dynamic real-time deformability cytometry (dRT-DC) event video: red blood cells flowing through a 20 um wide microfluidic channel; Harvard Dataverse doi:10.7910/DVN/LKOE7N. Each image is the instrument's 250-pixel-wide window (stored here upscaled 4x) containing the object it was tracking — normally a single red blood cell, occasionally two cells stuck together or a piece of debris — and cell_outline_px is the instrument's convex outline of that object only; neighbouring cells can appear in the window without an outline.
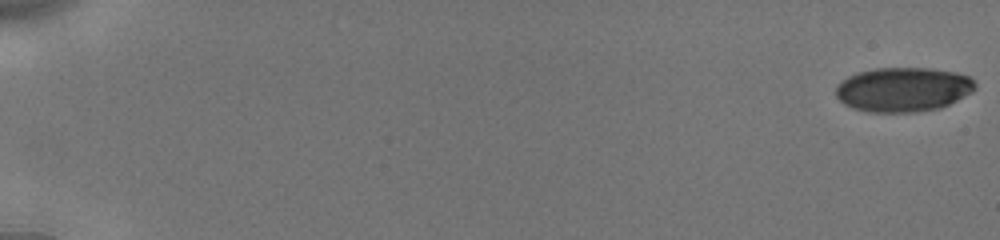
{"species": "human", "species_latin": "Homo sapiens", "temperature_condition": "cold", "stored_images_in_passage": 55, "camera_frame_rate_fps": 3000, "um_per_image_px": 0.085, "donor": {"sex": "male"}, "frame": {"image": 1, "passage_image": 1, "time_ms": 0.0, "image_size_px": [1000, 240], "cell_outline_px": [[976, 88], [972, 92], [940, 108], [916, 112], [872, 112], [856, 108], [844, 104], [836, 96], [836, 84], [848, 76], [856, 72], [876, 68], [932, 68], [956, 72], [968, 76], [976, 84]], "centroid_in_image_um": [76.76, 7.59], "position_along_channel_um": 8.2, "area_um2": 36.07}}
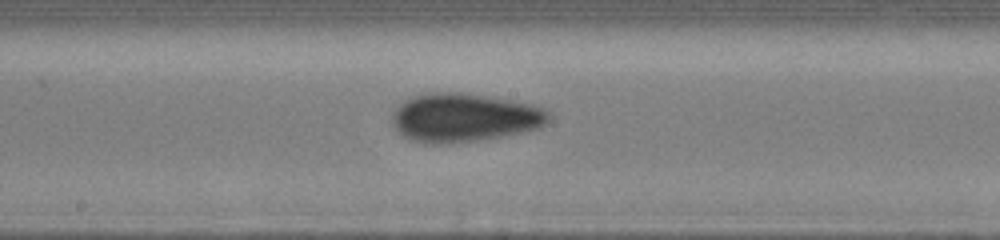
{"frame": {"image": 2, "passage_image": 32, "time_ms": 10.333, "image_size_px": [1000, 240], "cell_outline_px": [[552, 116], [540, 128], [500, 136], [476, 140], [444, 144], [424, 144], [408, 140], [392, 124], [392, 116], [396, 108], [404, 100], [412, 96], [424, 92], [460, 92], [488, 96], [512, 100], [532, 104], [548, 112]], "centroid_in_image_um": [39.41, 9.99], "position_along_channel_um": 208.8, "area_um2": 44.45}}
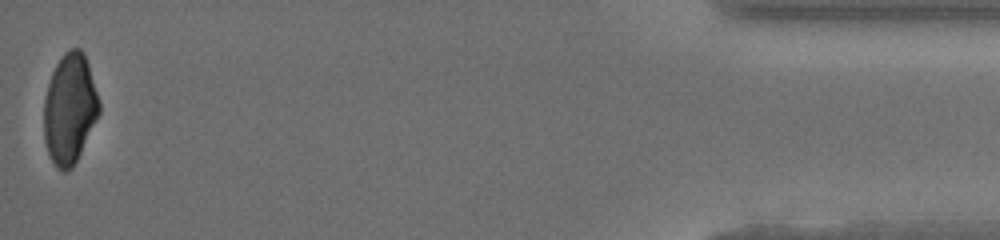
{"frame": {"image": 3, "passage_image": 55, "time_ms": 18.0, "image_size_px": [1000, 240], "cell_outline_px": [[100, 112], [72, 168], [64, 172], [56, 168], [48, 152], [44, 140], [44, 96], [52, 72], [60, 56], [68, 48], [80, 48], [84, 52], [88, 64], [100, 104]], "centroid_in_image_um": [5.9, 9.22], "position_along_channel_um": 429.3, "area_um2": 35.32}, "authors_computed_cell_mechanics": {"area_um2": 39.4774, "velocity_mm_per_s": 3.876, "shape_relaxation_time_tau1_ms": 6.0842, "shape_relaxation_time_tau2_ms": 2.1877, "deformation_change_tau1": 0.1147, "deformation_change_tau2": 0.0542}}